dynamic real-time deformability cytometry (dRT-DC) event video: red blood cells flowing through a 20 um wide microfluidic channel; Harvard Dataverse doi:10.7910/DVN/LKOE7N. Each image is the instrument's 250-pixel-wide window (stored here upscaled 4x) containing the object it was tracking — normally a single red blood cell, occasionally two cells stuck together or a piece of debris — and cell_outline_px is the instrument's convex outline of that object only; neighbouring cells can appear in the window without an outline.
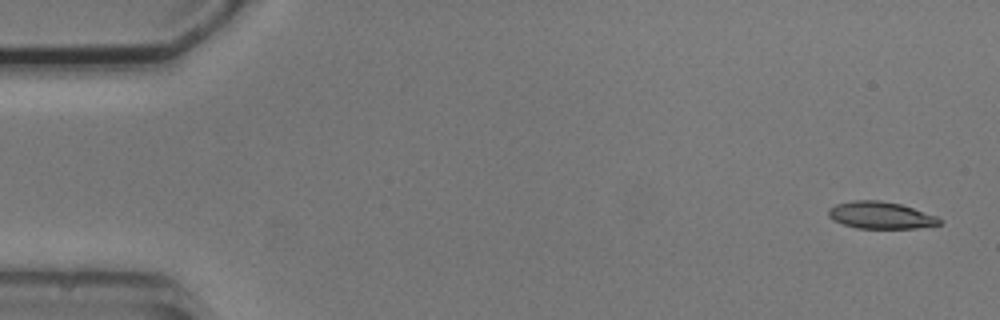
{"species": "common noctule bat (a hibernating species)", "species_latin": "Nyctalus noctula", "temperature_condition": "cold", "stored_images_in_passage": 4, "camera_frame_rate_fps": 3000, "um_per_image_px": 0.085, "animal": {"sex": "male", "body_mass_g": 20.5, "forearm_length_mm": 52.5}, "frame": {"image": 1, "passage_image": 1, "time_ms": 0.0, "image_size_px": [1000, 320], "cell_outline_px": [[944, 220], [940, 224], [916, 228], [856, 228], [832, 220], [828, 216], [828, 208], [836, 204], [852, 200], [880, 200], [900, 204], [936, 216]], "centroid_in_image_um": [74.83, 18.29], "position_along_channel_um": 10.2, "area_um2": 17.46}}
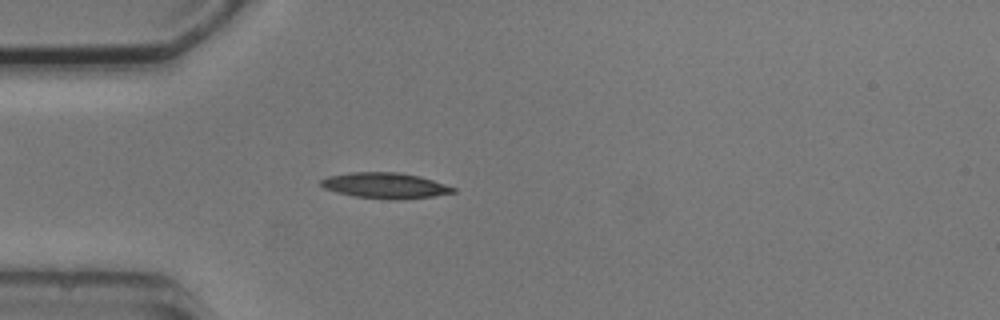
{"frame": {"image": 2, "passage_image": 4, "time_ms": 4.333, "image_size_px": [1000, 320], "cell_outline_px": [[456, 192], [436, 196], [396, 200], [388, 200], [356, 196], [336, 192], [324, 188], [320, 184], [320, 180], [328, 176], [352, 172], [400, 172], [420, 176], [456, 188]], "centroid_in_image_um": [32.75, 15.77], "position_along_channel_um": 52.2, "area_um2": 19.88}}